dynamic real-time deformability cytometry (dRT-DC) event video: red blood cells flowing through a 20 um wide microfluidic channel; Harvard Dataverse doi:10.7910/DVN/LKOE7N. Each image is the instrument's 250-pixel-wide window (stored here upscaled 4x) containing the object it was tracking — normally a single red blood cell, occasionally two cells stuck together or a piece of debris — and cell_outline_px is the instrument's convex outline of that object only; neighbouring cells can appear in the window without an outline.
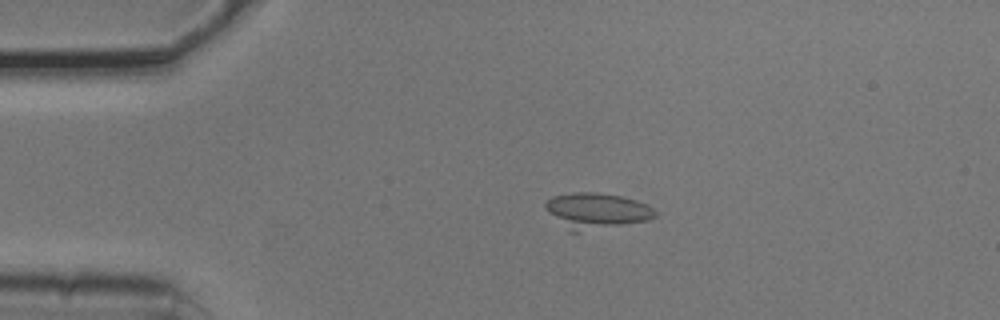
{"species": "common noctule bat (a hibernating species)", "species_latin": "Nyctalus noctula", "temperature_condition": "cold", "stored_images_in_passage": 4, "camera_frame_rate_fps": 3000, "um_per_image_px": 0.085, "animal": {"sex": "male", "body_mass_g": 20.5, "forearm_length_mm": 52.5}, "frame": {"image": 1, "passage_image": 3, "time_ms": 0.667, "image_size_px": [1000, 320], "cell_outline_px": [[656, 216], [648, 220], [580, 232], [568, 232], [544, 208], [544, 204], [552, 196], [572, 192], [596, 192], [620, 196], [636, 200], [652, 208], [656, 212]], "centroid_in_image_um": [50.65, 17.92], "position_along_channel_um": 34.4, "area_um2": 22.83}}